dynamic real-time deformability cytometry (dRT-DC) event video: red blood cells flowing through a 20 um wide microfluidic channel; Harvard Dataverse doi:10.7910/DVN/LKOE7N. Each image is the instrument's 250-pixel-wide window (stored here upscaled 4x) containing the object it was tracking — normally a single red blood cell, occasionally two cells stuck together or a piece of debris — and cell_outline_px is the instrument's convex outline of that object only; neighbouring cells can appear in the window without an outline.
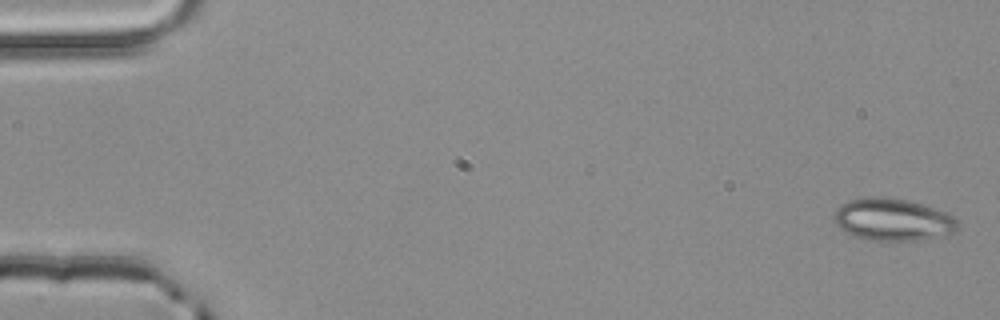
{"species": "common noctule bat (a hibernating species)", "species_latin": "Nyctalus noctula", "temperature_condition": "room temperature", "stored_images_in_passage": 4, "segment_of_instrument_passage": [2, 2], "camera_frame_rate_fps": 3000, "um_per_image_px": 0.085, "animal": {"sex": "male", "body_mass_g": 20.4}, "frame": {"image": 1, "passage_image": 4, "time_ms": 1.0, "image_size_px": [1000, 320], "cell_outline_px": [[956, 228], [952, 232], [936, 236], [916, 240], [864, 240], [852, 236], [840, 228], [836, 224], [836, 208], [840, 204], [848, 200], [872, 196], [880, 196], [908, 200], [936, 208], [952, 216], [956, 220]], "centroid_in_image_um": [75.82, 18.65], "position_along_channel_um": 9.2, "area_um2": 30.11}}